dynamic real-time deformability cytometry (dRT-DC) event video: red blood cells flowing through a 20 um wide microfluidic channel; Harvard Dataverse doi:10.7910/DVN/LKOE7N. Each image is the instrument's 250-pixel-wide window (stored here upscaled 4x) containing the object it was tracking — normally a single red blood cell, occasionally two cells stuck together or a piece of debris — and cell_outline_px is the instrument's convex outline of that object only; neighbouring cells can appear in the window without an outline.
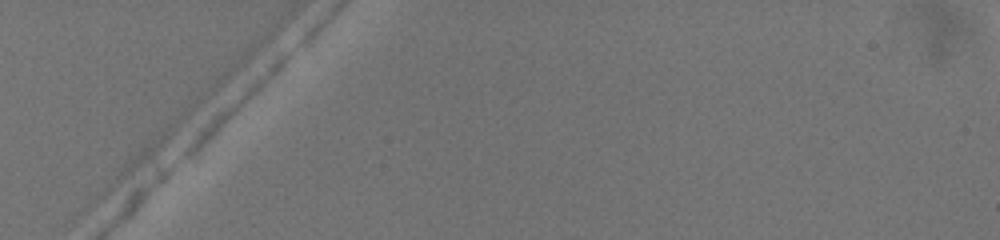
{"species": "common noctule bat (a hibernating species)", "species_latin": "Nyctalus noctula", "temperature_condition": "warm", "stored_images_in_passage": 2, "camera_frame_rate_fps": 3000, "um_per_image_px": 0.085, "animal": {"sex": "female", "body_mass_g": 19.5, "forearm_length_mm": 54.1}, "frame": {"image": 1, "passage_image": 1, "time_ms": 0.0, "image_size_px": [1000, 240], "cell_outline_px": [[292, 52], [288, 60], [260, 88], [192, 152], [184, 156], [180, 156], [184, 148], [196, 132], [216, 112], [280, 52], [292, 48]], "centroid_in_image_um": [20.14, 8.6], "position_along_channel_um": 64.9, "area_um2": 12.54}}